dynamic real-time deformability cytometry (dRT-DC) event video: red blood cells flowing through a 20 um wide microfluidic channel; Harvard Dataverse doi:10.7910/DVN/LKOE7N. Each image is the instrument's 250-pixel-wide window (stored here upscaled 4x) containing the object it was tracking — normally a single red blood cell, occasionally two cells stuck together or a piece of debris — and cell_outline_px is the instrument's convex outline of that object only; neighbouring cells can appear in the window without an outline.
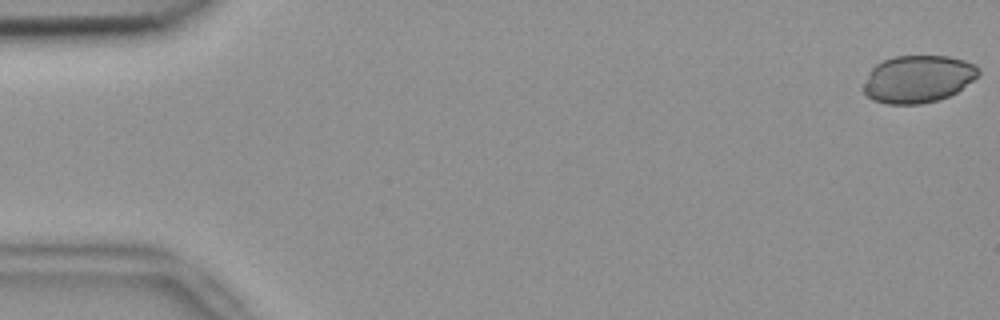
{"species": "common noctule bat (a hibernating species)", "species_latin": "Nyctalus noctula", "temperature_condition": "room temperature", "stored_images_in_passage": 17, "camera_frame_rate_fps": 3000, "um_per_image_px": 0.085, "animal": {"sex": "female", "body_mass_g": 18.4}, "frame": {"image": 1, "passage_image": 1, "time_ms": 0.0, "image_size_px": [1000, 320], "cell_outline_px": [[980, 72], [972, 80], [956, 92], [948, 96], [936, 100], [920, 104], [888, 104], [872, 100], [860, 88], [868, 72], [876, 64], [884, 60], [896, 56], [948, 56], [964, 60], [976, 64], [980, 68]], "centroid_in_image_um": [77.99, 6.71], "position_along_channel_um": 7.0, "area_um2": 31.85}}